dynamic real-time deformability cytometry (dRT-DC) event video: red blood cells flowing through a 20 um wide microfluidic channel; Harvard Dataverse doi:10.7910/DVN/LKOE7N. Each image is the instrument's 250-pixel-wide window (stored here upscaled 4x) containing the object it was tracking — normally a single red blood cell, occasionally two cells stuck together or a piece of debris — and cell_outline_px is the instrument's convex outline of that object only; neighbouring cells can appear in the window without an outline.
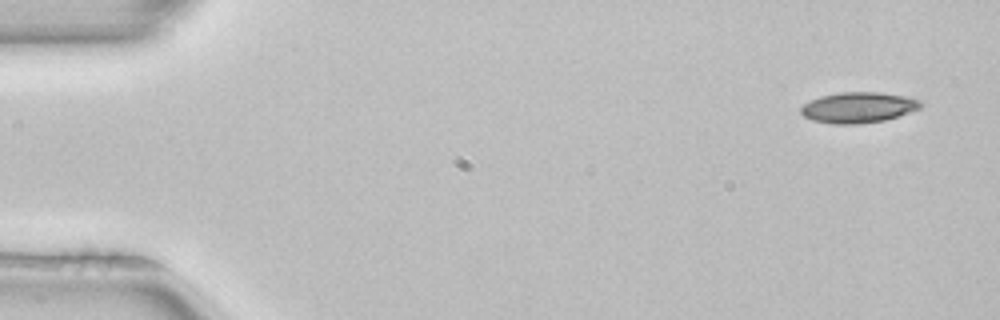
{"species": "common noctule bat (a hibernating species)", "species_latin": "Nyctalus noctula", "temperature_condition": "room temperature", "stored_images_in_passage": 4, "camera_frame_rate_fps": 3000, "um_per_image_px": 0.085, "animal": {"sex": "female", "body_mass_g": 22.7, "forearm_length_mm": 54.2}, "frame": {"image": 1, "passage_image": 1, "time_ms": 0.0, "image_size_px": [1000, 320], "cell_outline_px": [[924, 104], [920, 108], [884, 120], [860, 124], [832, 124], [812, 120], [804, 116], [800, 112], [800, 108], [804, 104], [820, 96], [840, 92], [880, 92], [904, 96], [920, 100]], "centroid_in_image_um": [72.94, 9.13], "position_along_channel_um": 12.1, "area_um2": 21.33}}
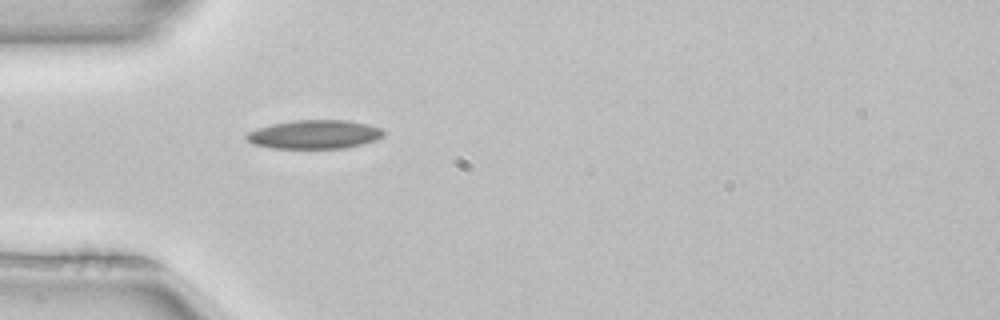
{"frame": {"image": 2, "passage_image": 4, "time_ms": 1.0, "image_size_px": [1000, 320], "cell_outline_px": [[384, 136], [376, 140], [344, 148], [272, 148], [252, 144], [244, 136], [248, 132], [256, 128], [272, 124], [292, 120], [348, 120], [368, 124], [380, 128], [384, 132]], "centroid_in_image_um": [26.71, 11.42], "position_along_channel_um": 58.3, "area_um2": 23.0}}